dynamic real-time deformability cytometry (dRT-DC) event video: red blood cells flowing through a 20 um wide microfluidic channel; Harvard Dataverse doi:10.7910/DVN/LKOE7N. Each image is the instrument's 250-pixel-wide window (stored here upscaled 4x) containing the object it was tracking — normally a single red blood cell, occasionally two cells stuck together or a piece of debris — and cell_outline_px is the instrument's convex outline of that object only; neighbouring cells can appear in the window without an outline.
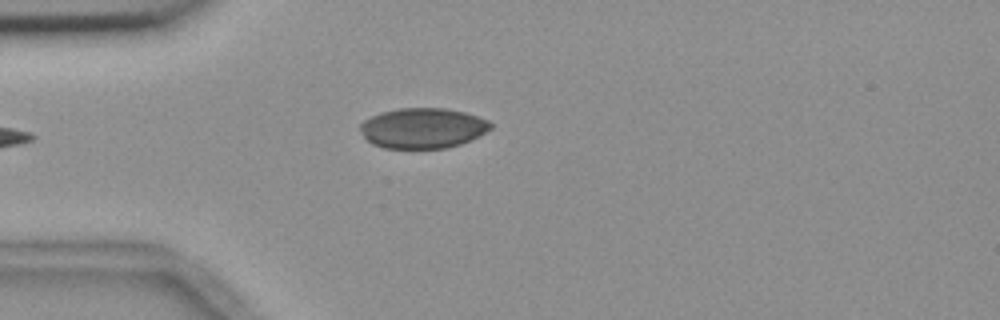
{"species": "common noctule bat (a hibernating species)", "species_latin": "Nyctalus noctula", "temperature_condition": "room temperature", "stored_images_in_passage": 36, "camera_frame_rate_fps": 3000, "um_per_image_px": 0.085, "animal": {"sex": "female", "body_mass_g": 18.4}, "frame": {"image": 1, "passage_image": 1, "time_ms": 0.0, "image_size_px": [1000, 320], "cell_outline_px": [[492, 128], [480, 136], [460, 144], [444, 148], [384, 148], [372, 144], [364, 136], [360, 128], [360, 124], [364, 120], [380, 112], [396, 108], [448, 108], [464, 112], [488, 120], [492, 124]], "centroid_in_image_um": [35.94, 10.88], "position_along_channel_um": 49.1, "area_um2": 30.69}}
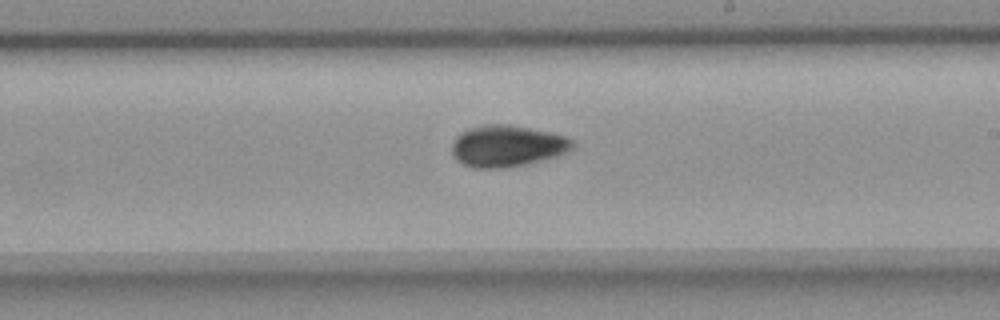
{"frame": {"image": 2, "passage_image": 18, "time_ms": 5.667, "image_size_px": [1000, 320], "cell_outline_px": [[576, 144], [572, 148], [556, 156], [524, 164], [504, 168], [472, 168], [456, 160], [452, 152], [452, 144], [456, 136], [460, 132], [468, 128], [484, 124], [508, 124], [568, 136]], "centroid_in_image_um": [43.07, 12.4], "position_along_channel_um": 245.9, "area_um2": 29.13}}
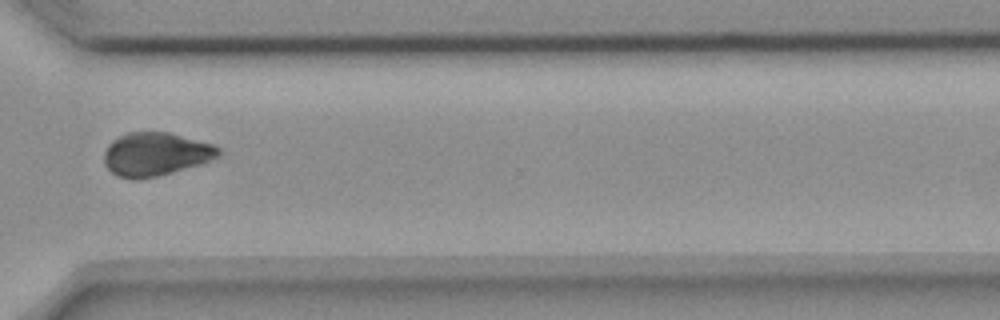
{"frame": {"image": 3, "passage_image": 27, "time_ms": 8.667, "image_size_px": [1000, 320], "cell_outline_px": [[220, 156], [200, 164], [172, 172], [156, 176], [136, 180], [132, 180], [116, 176], [104, 164], [104, 152], [108, 144], [112, 140], [128, 132], [168, 132], [212, 144], [220, 148]], "centroid_in_image_um": [13.2, 13.11], "position_along_channel_um": 357.4, "area_um2": 28.9}, "authors_computed_cell_mechanics": {"area_um2": 28.9578, "velocity_mm_per_s": 3.6933, "shape_relaxation_time_tau1_ms": null, "shape_relaxation_time_tau2_ms": 3.1499, "deformation_change_tau1": null, "deformation_change_tau2": 0.0523}}